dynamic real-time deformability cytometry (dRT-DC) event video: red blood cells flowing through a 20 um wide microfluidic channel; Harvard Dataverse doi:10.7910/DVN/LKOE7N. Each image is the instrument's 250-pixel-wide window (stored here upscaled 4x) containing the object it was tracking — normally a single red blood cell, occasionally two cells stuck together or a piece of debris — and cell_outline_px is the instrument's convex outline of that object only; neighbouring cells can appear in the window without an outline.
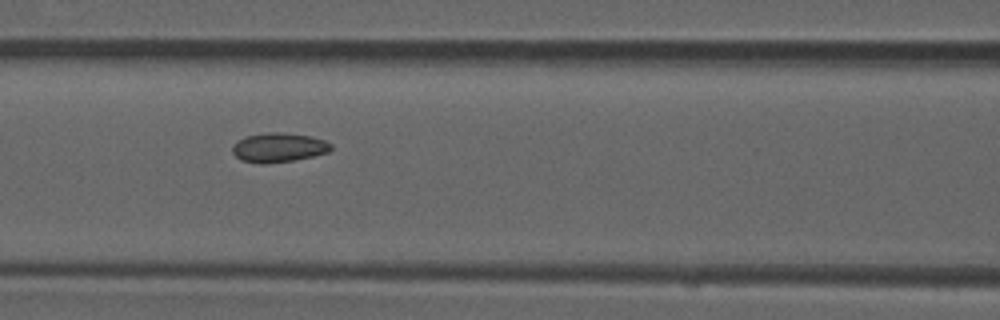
{"species": "common noctule bat (a hibernating species)", "species_latin": "Nyctalus noctula", "temperature_condition": "room temperature", "stored_images_in_passage": 38, "camera_frame_rate_fps": 3000, "um_per_image_px": 0.085, "animal": {"sex": "male", "forearm_length_mm": 52.5}, "frame": {"image": 1, "passage_image": 8, "time_ms": 2.333, "image_size_px": [1000, 320], "cell_outline_px": [[332, 148], [328, 152], [312, 156], [292, 160], [264, 164], [260, 164], [240, 160], [232, 152], [232, 144], [244, 136], [272, 132], [276, 132], [308, 136], [324, 140], [332, 144]], "centroid_in_image_um": [23.63, 12.54], "position_along_channel_um": 143.0, "area_um2": 16.7}}
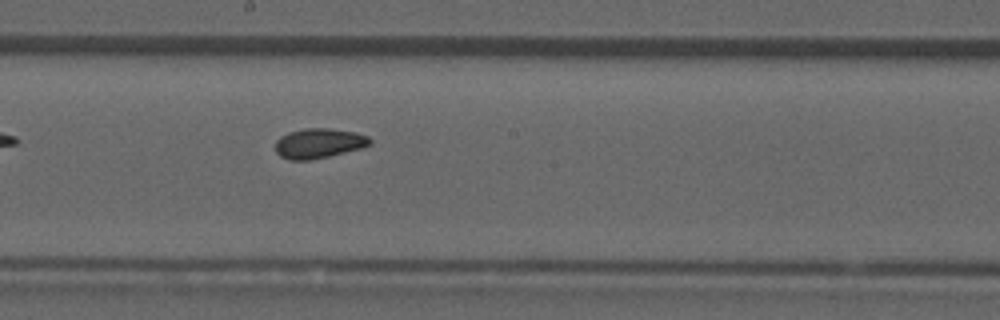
{"frame": {"image": 2, "passage_image": 14, "time_ms": 4.333, "image_size_px": [1000, 320], "cell_outline_px": [[372, 144], [360, 148], [328, 156], [308, 160], [288, 160], [280, 156], [276, 152], [276, 140], [280, 136], [288, 132], [304, 128], [328, 128], [356, 132], [368, 136], [372, 140]], "centroid_in_image_um": [27.09, 12.17], "position_along_channel_um": 221.1, "area_um2": 16.47}}
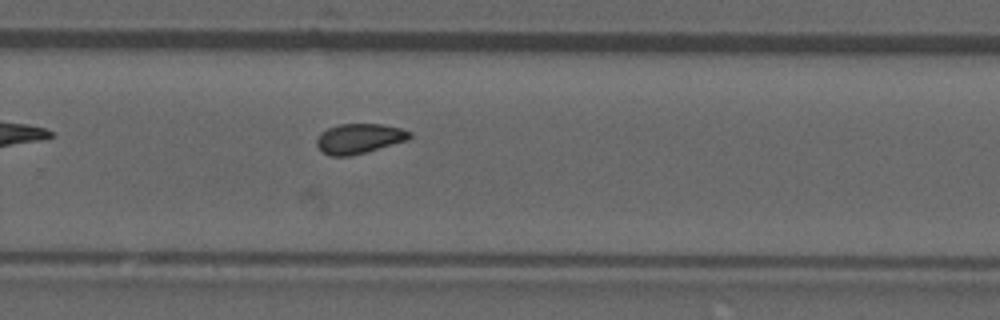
{"frame": {"image": 3, "passage_image": 20, "time_ms": 6.333, "image_size_px": [1000, 320], "cell_outline_px": [[412, 136], [408, 140], [352, 156], [328, 156], [316, 144], [316, 140], [320, 132], [328, 128], [340, 124], [384, 124], [400, 128], [412, 132]], "centroid_in_image_um": [30.54, 11.78], "position_along_channel_um": 299.3, "area_um2": 16.3}, "authors_computed_cell_mechanics": {"area_um2": 16.1551, "velocity_mm_per_s": 3.9284, "shape_relaxation_time_tau1_ms": null, "shape_relaxation_time_tau2_ms": 4.0999, "deformation_change_tau1": null, "deformation_change_tau2": 0.0793}}